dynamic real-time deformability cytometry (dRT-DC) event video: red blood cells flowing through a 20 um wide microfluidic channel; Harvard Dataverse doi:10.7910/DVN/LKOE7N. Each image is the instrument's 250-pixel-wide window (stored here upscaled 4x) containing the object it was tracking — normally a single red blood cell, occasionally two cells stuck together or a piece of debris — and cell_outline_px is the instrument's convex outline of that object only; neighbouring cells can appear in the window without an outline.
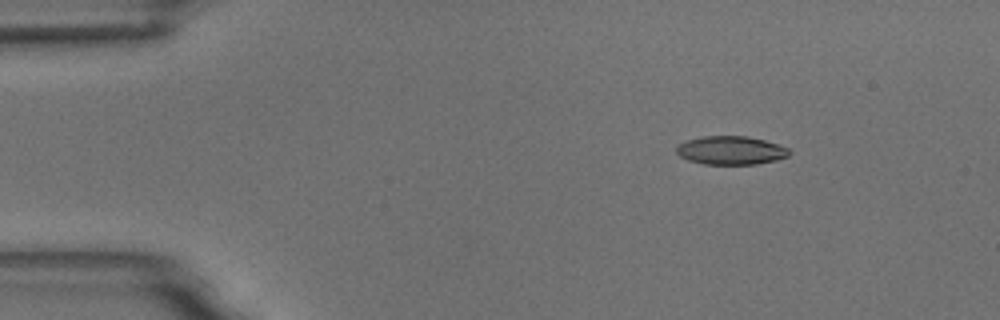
{"species": "common noctule bat (a hibernating species)", "species_latin": "Nyctalus noctula", "temperature_condition": "room temperature", "stored_images_in_passage": 4, "camera_frame_rate_fps": 3000, "um_per_image_px": 0.085, "animal": {"sex": "male", "body_mass_g": 18.8}, "frame": {"image": 1, "passage_image": 1, "time_ms": 0.0, "image_size_px": [1000, 320], "cell_outline_px": [[792, 152], [788, 156], [776, 160], [756, 164], [704, 164], [688, 160], [680, 156], [676, 152], [676, 148], [680, 144], [688, 140], [704, 136], [748, 136], [764, 140], [788, 148]], "centroid_in_image_um": [62.14, 12.78], "position_along_channel_um": 22.9, "area_um2": 18.61}}